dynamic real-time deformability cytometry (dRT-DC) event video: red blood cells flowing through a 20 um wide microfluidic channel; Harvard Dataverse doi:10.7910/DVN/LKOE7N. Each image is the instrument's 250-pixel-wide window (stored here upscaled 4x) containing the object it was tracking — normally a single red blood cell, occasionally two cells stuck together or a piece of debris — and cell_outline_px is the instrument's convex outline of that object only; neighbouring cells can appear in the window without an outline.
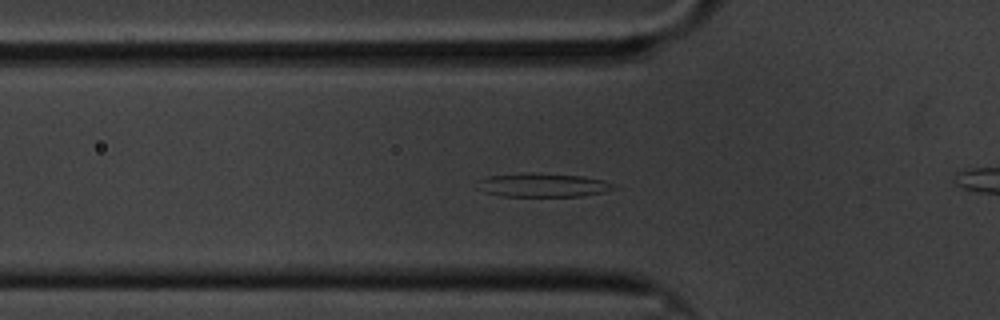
{"species": "common noctule bat (a hibernating species)", "species_latin": "Nyctalus noctula", "temperature_condition": "cold", "stored_images_in_passage": 47, "camera_frame_rate_fps": 3000, "um_per_image_px": 0.085, "animal": {"sex": "male", "body_mass_g": 20.1, "forearm_length_mm": 53.5}, "frame": {"image": 1, "passage_image": 6, "time_ms": 1.667, "image_size_px": [1000, 320], "cell_outline_px": [[616, 188], [604, 192], [580, 196], [504, 196], [484, 192], [476, 188], [476, 180], [488, 176], [528, 172], [540, 172], [584, 176], [604, 180], [612, 184]], "centroid_in_image_um": [46.08, 15.71], "position_along_channel_um": 79.7, "area_um2": 19.19}}
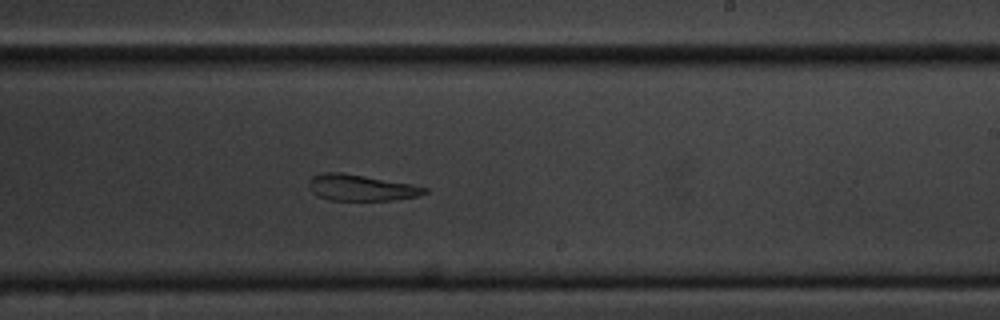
{"frame": {"image": 2, "passage_image": 22, "time_ms": 7.0, "image_size_px": [1000, 320], "cell_outline_px": [[428, 192], [416, 196], [392, 200], [328, 200], [312, 192], [308, 184], [308, 180], [312, 176], [324, 172], [344, 172], [412, 184], [428, 188]], "centroid_in_image_um": [30.67, 15.94], "position_along_channel_um": 258.3, "area_um2": 17.69}}
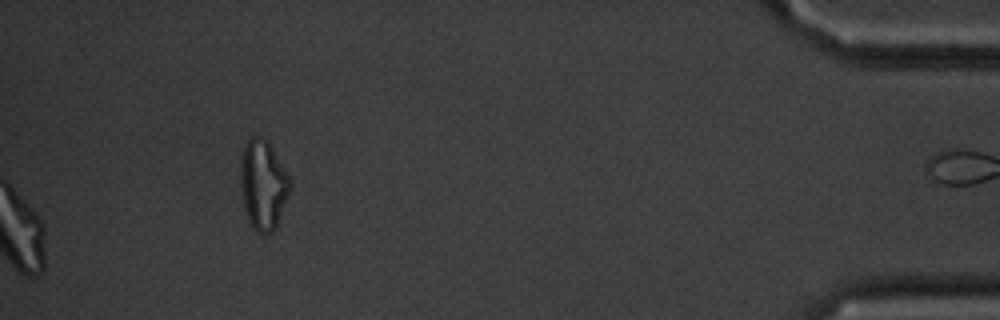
{"frame": {"image": 3, "passage_image": 47, "time_ms": 15.333, "image_size_px": [1000, 320], "cell_outline_px": [[292, 188], [276, 228], [272, 232], [264, 236], [260, 236], [248, 220], [244, 208], [240, 184], [240, 160], [244, 144], [252, 136], [260, 136], [268, 140], [292, 180]], "centroid_in_image_um": [22.38, 15.71], "position_along_channel_um": 412.8, "area_um2": 26.59}, "authors_computed_cell_mechanics": {"area_um2": 19.652, "velocity_mm_per_s": 3.3373, "shape_relaxation_time_tau1_ms": 6.2954, "shape_relaxation_time_tau2_ms": 4.4431, "deformation_change_tau1": 0.1694, "deformation_change_tau2": 0.1275}}